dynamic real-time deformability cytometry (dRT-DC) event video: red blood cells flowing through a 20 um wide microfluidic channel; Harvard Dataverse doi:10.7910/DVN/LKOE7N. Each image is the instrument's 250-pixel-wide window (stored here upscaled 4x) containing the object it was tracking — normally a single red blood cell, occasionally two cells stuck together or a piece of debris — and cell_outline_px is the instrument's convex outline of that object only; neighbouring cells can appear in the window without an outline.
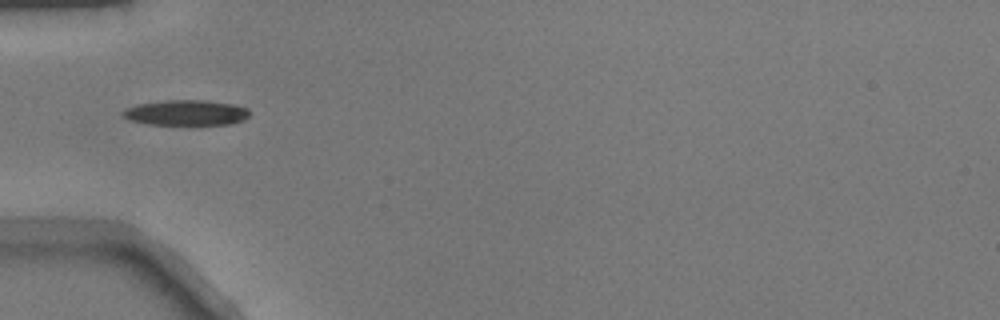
{"species": "common noctule bat (a hibernating species)", "species_latin": "Nyctalus noctula", "temperature_condition": "warm", "stored_images_in_passage": 22, "camera_frame_rate_fps": 3000, "um_per_image_px": 0.085, "animal": {"sex": "male", "body_mass_g": 17.9}, "frame": {"image": 1, "passage_image": 1, "time_ms": 0.0, "image_size_px": [1000, 320], "cell_outline_px": [[252, 112], [244, 120], [228, 124], [152, 124], [132, 120], [120, 116], [120, 112], [124, 108], [140, 104], [164, 100], [204, 100], [232, 104], [248, 108]], "centroid_in_image_um": [15.82, 9.57], "position_along_channel_um": 69.2, "area_um2": 18.67}}
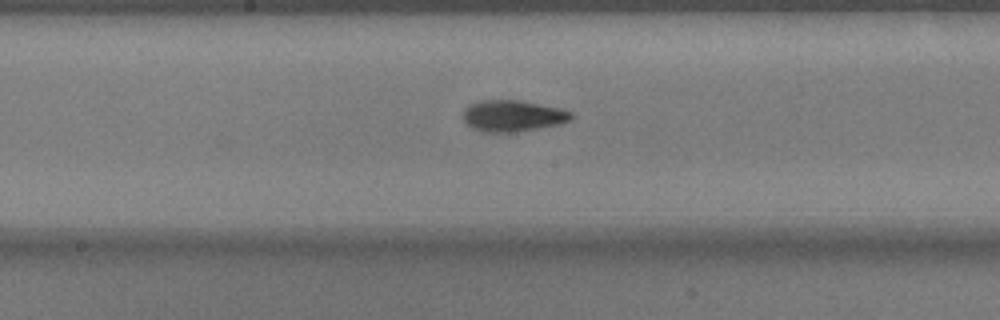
{"frame": {"image": 2, "passage_image": 11, "time_ms": 3.333, "image_size_px": [1000, 320], "cell_outline_px": [[572, 120], [560, 124], [536, 128], [508, 132], [484, 132], [472, 128], [464, 120], [464, 108], [480, 100], [520, 100], [560, 108], [572, 112]], "centroid_in_image_um": [43.6, 9.84], "position_along_channel_um": 204.6, "area_um2": 19.54}}
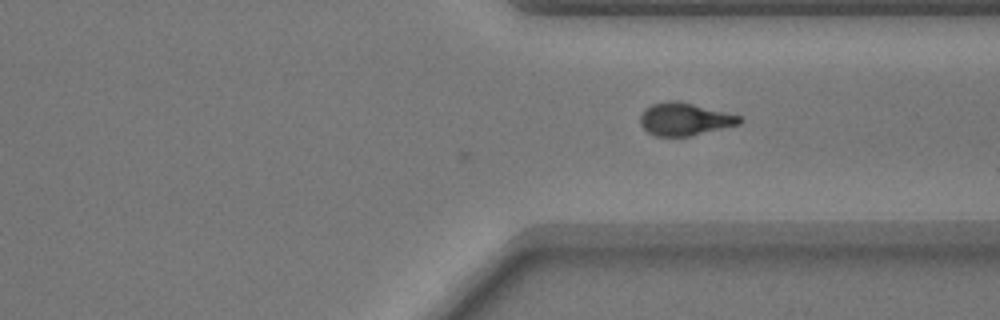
{"frame": {"image": 3, "passage_image": 22, "time_ms": 7.0, "image_size_px": [1000, 320], "cell_outline_px": [[744, 120], [740, 124], [692, 136], [656, 136], [648, 132], [640, 124], [640, 116], [644, 108], [652, 104], [668, 100], [672, 100], [692, 104], [740, 116]], "centroid_in_image_um": [58.17, 10.14], "position_along_channel_um": 353.2, "area_um2": 18.79}}